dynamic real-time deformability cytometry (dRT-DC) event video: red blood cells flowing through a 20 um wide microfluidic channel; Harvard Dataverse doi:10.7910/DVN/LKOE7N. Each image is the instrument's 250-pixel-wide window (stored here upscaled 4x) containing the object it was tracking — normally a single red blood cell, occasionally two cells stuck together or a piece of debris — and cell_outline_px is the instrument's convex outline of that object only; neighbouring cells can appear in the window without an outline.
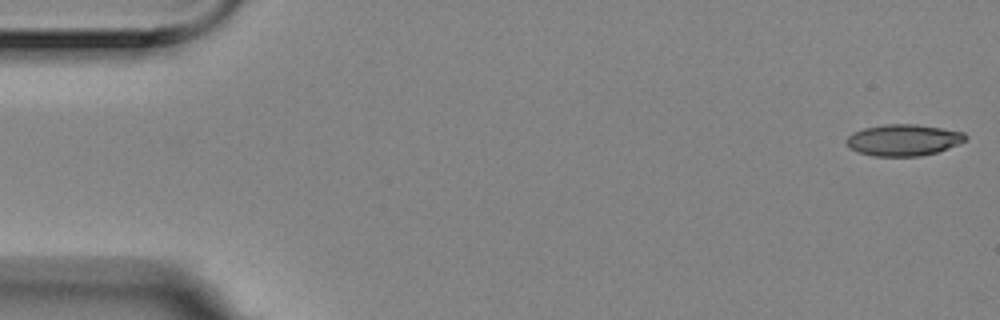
{"species": "Egyptian fruit bat (a non-hibernating species)", "species_latin": "Rousettus aegyptiacus", "temperature_condition": "room temperature", "stored_images_in_passage": 4, "camera_frame_rate_fps": 3000, "um_per_image_px": 0.085, "animal": {"sex": "female"}, "frame": {"image": 1, "passage_image": 1, "time_ms": 0.0, "image_size_px": [1000, 320], "cell_outline_px": [[968, 136], [964, 140], [956, 144], [936, 152], [920, 156], [872, 156], [856, 152], [844, 140], [852, 132], [864, 128], [884, 124], [916, 124], [964, 132]], "centroid_in_image_um": [76.74, 11.9], "position_along_channel_um": 8.3, "area_um2": 21.68}}
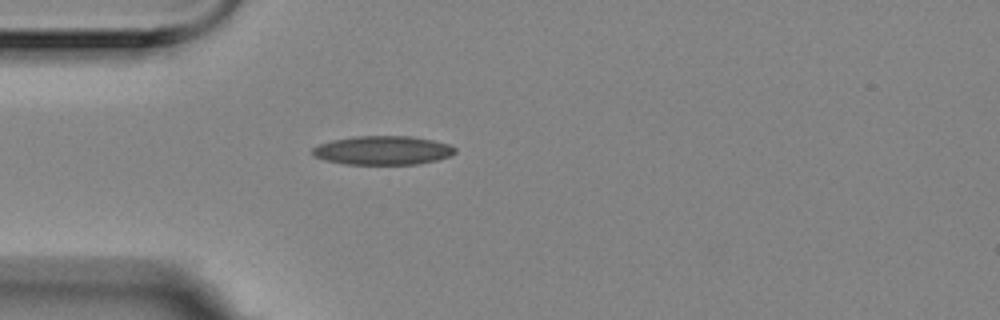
{"frame": {"image": 2, "passage_image": 4, "time_ms": 1.0, "image_size_px": [1000, 320], "cell_outline_px": [[456, 152], [452, 156], [436, 160], [416, 164], [344, 164], [324, 160], [312, 156], [312, 148], [320, 144], [332, 140], [352, 136], [412, 136], [432, 140], [448, 144], [456, 148]], "centroid_in_image_um": [32.52, 12.78], "position_along_channel_um": 52.5, "area_um2": 24.1}}